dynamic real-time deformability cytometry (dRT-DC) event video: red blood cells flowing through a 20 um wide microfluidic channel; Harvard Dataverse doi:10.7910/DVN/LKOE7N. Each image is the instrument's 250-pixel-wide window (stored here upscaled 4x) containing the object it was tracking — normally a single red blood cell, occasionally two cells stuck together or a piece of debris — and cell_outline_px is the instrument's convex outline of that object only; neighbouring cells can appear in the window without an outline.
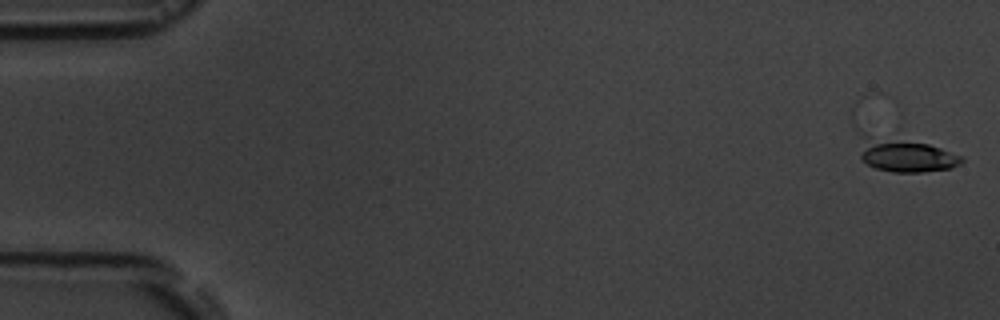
{"species": "common noctule bat (a hibernating species)", "species_latin": "Nyctalus noctula", "temperature_condition": "room temperature", "stored_images_in_passage": 16, "camera_frame_rate_fps": 3000, "um_per_image_px": 0.085, "animal": {"sex": "male", "body_mass_g": 19.5, "forearm_length_mm": 54.6}, "frame": {"image": 1, "passage_image": 1, "time_ms": 0.0, "image_size_px": [1000, 320], "cell_outline_px": [[964, 160], [960, 164], [952, 168], [924, 172], [892, 172], [876, 168], [860, 160], [852, 124], [852, 108], [964, 156]], "centroid_in_image_um": [76.36, 12.56], "position_along_channel_um": 8.6, "area_um2": 28.44}}
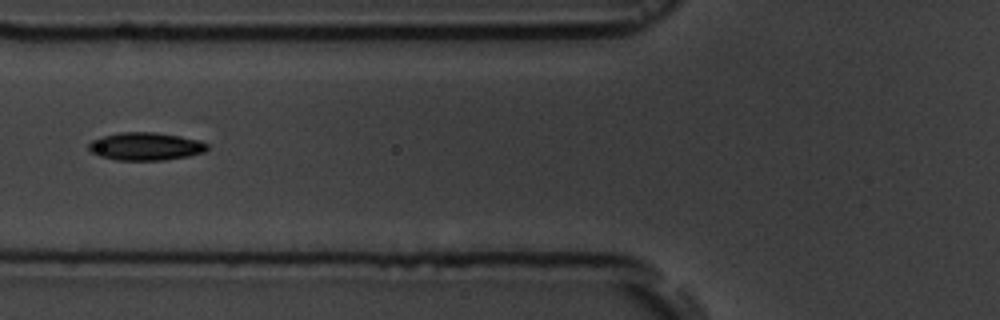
{"frame": {"image": 2, "passage_image": 7, "time_ms": 7.0, "image_size_px": [1000, 320], "cell_outline_px": [[208, 148], [204, 152], [188, 156], [164, 160], [116, 160], [100, 156], [92, 152], [88, 148], [88, 144], [92, 140], [100, 136], [120, 132], [156, 132], [180, 136], [200, 140], [208, 144]], "centroid_in_image_um": [12.37, 12.43], "position_along_channel_um": 113.4, "area_um2": 19.36}}
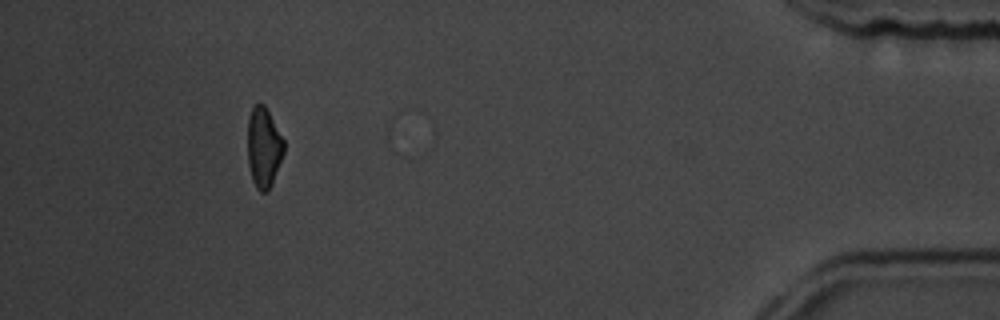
{"frame": {"image": 3, "passage_image": 15, "time_ms": 17.0, "image_size_px": [1000, 320], "cell_outline_px": [[284, 152], [272, 184], [268, 192], [260, 192], [256, 188], [252, 180], [248, 164], [248, 120], [252, 108], [256, 104], [264, 104], [284, 140]], "centroid_in_image_um": [22.41, 12.57], "position_along_channel_um": 412.8, "area_um2": 16.88}, "authors_computed_cell_mechanics": {"area_um2": 18.3226, "velocity_mm_per_s": 3.62, "shape_relaxation_time_tau1_ms": 4.3673, "shape_relaxation_time_tau2_ms": 3.9823, "deformation_change_tau1": 0.1266, "deformation_change_tau2": 0.0956}}